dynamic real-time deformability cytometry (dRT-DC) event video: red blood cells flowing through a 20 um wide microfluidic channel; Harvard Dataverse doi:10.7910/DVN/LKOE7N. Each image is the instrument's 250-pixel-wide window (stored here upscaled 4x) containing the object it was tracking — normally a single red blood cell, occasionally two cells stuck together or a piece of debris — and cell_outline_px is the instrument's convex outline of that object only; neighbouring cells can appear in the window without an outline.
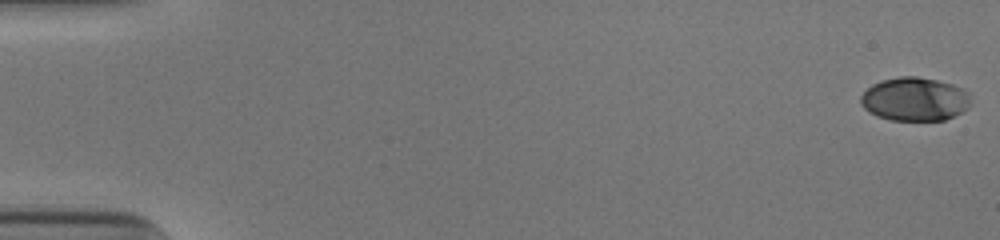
{"species": "human", "species_latin": "Homo sapiens", "temperature_condition": "cold", "stored_images_in_passage": 53, "camera_frame_rate_fps": 3000, "um_per_image_px": 0.085, "donor": {"sex": "male"}, "frame": {"image": 1, "passage_image": 1, "time_ms": 0.0, "image_size_px": [1000, 240], "cell_outline_px": [[968, 108], [944, 120], [888, 120], [876, 116], [868, 112], [860, 104], [860, 96], [872, 84], [880, 80], [900, 76], [916, 76], [936, 80], [952, 84], [964, 88], [968, 92]], "centroid_in_image_um": [77.7, 8.42], "position_along_channel_um": 7.3, "area_um2": 27.98}}
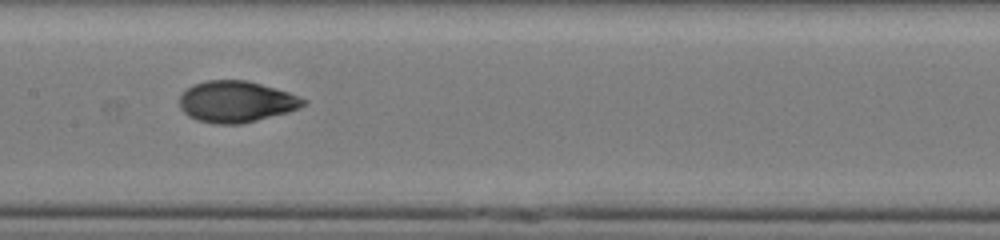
{"frame": {"image": 2, "passage_image": 28, "time_ms": 9.0, "image_size_px": [1000, 240], "cell_outline_px": [[308, 104], [288, 112], [240, 124], [216, 124], [196, 120], [188, 116], [180, 108], [180, 96], [192, 84], [208, 80], [248, 80], [276, 88], [288, 92], [308, 100]], "centroid_in_image_um": [20.09, 8.64], "position_along_channel_um": 187.3, "area_um2": 29.88}}
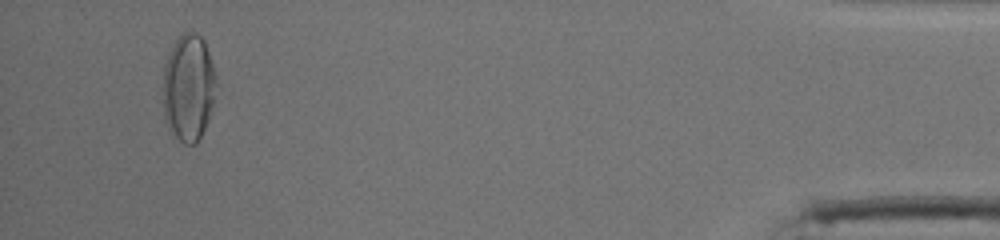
{"frame": {"image": 3, "passage_image": 51, "time_ms": 16.667, "image_size_px": [1000, 240], "cell_outline_px": [[216, 80], [212, 108], [208, 120], [196, 144], [184, 144], [172, 136], [164, 120], [160, 92], [164, 64], [168, 52], [176, 40], [184, 32], [196, 32], [204, 40], [216, 76]], "centroid_in_image_um": [15.95, 7.48], "position_along_channel_um": 419.2, "area_um2": 33.99}, "authors_computed_cell_mechanics": {"area_um2": 29.4202, "velocity_mm_per_s": 3.9117, "shape_relaxation_time_tau1_ms": 3.8075, "shape_relaxation_time_tau2_ms": 1.1922, "deformation_change_tau1": 0.1755, "deformation_change_tau2": 0.0514}}